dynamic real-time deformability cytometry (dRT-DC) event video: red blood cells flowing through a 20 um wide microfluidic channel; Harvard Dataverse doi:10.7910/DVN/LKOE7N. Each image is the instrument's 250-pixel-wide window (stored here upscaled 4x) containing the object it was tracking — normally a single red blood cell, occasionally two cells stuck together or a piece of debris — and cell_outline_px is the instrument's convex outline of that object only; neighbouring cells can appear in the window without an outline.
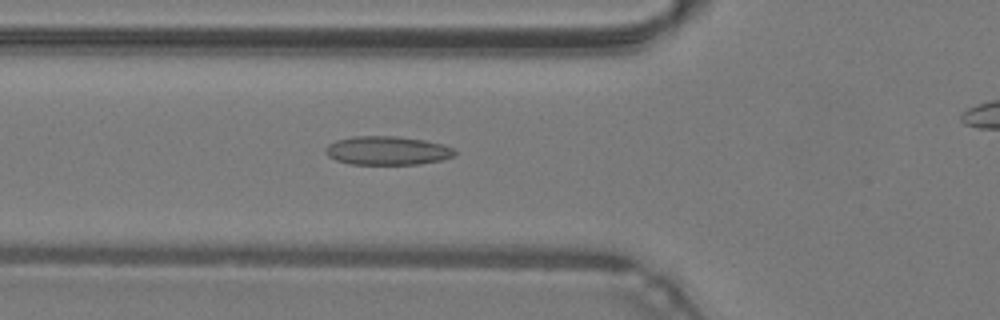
{"species": "common noctule bat (a hibernating species)", "species_latin": "Nyctalus noctula", "temperature_condition": "warm", "stored_images_in_passage": 43, "camera_frame_rate_fps": 3000, "um_per_image_px": 0.085, "animal": {"sex": "male", "body_mass_g": 19.2, "forearm_length_mm": 51.8}, "frame": {"image": 1, "passage_image": 18, "time_ms": 5.667, "image_size_px": [1000, 320], "cell_outline_px": [[456, 152], [452, 156], [440, 160], [420, 164], [348, 164], [336, 160], [328, 156], [324, 152], [324, 148], [328, 144], [336, 140], [352, 136], [396, 136], [424, 140], [440, 144], [452, 148]], "centroid_in_image_um": [32.84, 12.8], "position_along_channel_um": 93.0, "area_um2": 21.56}}
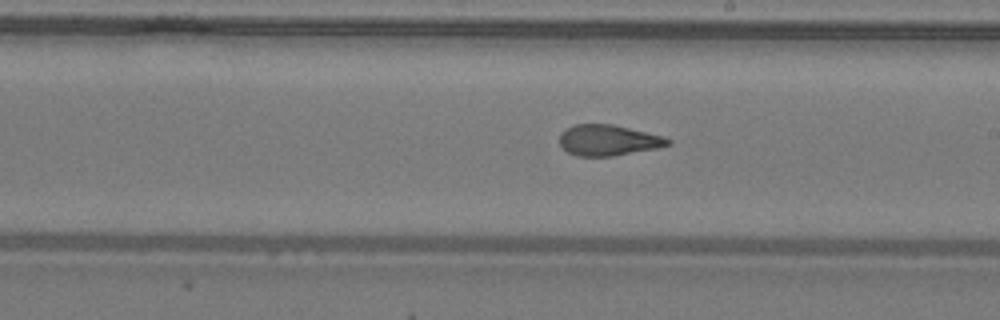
{"frame": {"image": 2, "passage_image": 28, "time_ms": 9.0, "image_size_px": [1000, 320], "cell_outline_px": [[672, 144], [656, 148], [612, 156], [576, 156], [568, 152], [560, 144], [560, 132], [576, 124], [612, 124], [664, 136], [672, 140]], "centroid_in_image_um": [51.72, 11.92], "position_along_channel_um": 237.3, "area_um2": 19.36}}
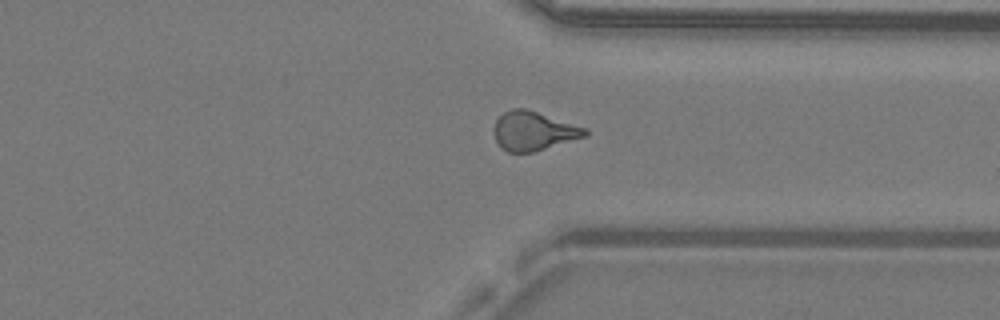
{"frame": {"image": 3, "passage_image": 37, "time_ms": 12.0, "image_size_px": [1000, 320], "cell_outline_px": [[588, 136], [532, 152], [508, 152], [500, 148], [496, 144], [492, 128], [496, 120], [504, 112], [512, 108], [524, 108], [588, 128]], "centroid_in_image_um": [45.32, 11.14], "position_along_channel_um": 366.1, "area_um2": 20.87}, "authors_computed_cell_mechanics": {"area_um2": 20.5768, "velocity_mm_per_s": 4.323, "shape_relaxation_time_tau1_ms": 9.4148, "shape_relaxation_time_tau2_ms": 1.4425, "deformation_change_tau1": 0.2528, "deformation_change_tau2": 0.097}}